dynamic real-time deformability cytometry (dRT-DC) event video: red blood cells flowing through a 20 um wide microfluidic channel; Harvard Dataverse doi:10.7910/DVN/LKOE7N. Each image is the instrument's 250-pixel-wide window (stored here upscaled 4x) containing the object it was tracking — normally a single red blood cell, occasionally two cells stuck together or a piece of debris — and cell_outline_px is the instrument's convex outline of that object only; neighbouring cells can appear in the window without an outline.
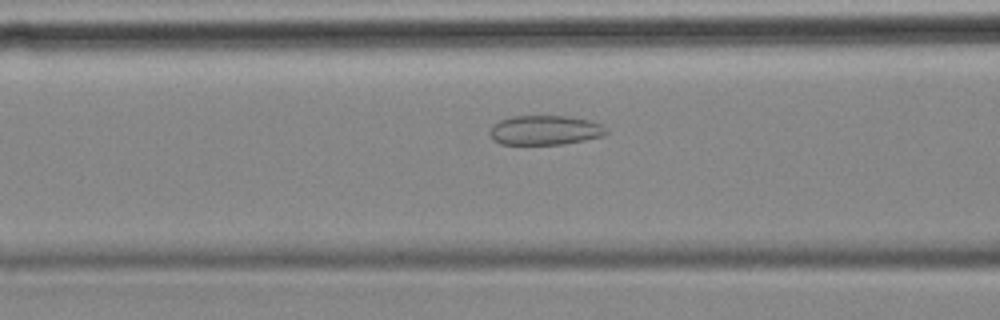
{"species": "common noctule bat (a hibernating species)", "species_latin": "Nyctalus noctula", "temperature_condition": "cold", "stored_images_in_passage": 50, "camera_frame_rate_fps": 3000, "um_per_image_px": 0.085, "animal": {"sex": "female", "body_mass_g": 18.4}, "frame": {"image": 1, "passage_image": 16, "time_ms": 5.0, "image_size_px": [1000, 320], "cell_outline_px": [[608, 132], [604, 136], [564, 144], [500, 144], [492, 140], [488, 132], [492, 124], [500, 120], [512, 116], [568, 116], [588, 120], [600, 124]], "centroid_in_image_um": [46.27, 11.07], "position_along_channel_um": 120.3, "area_um2": 20.11}}
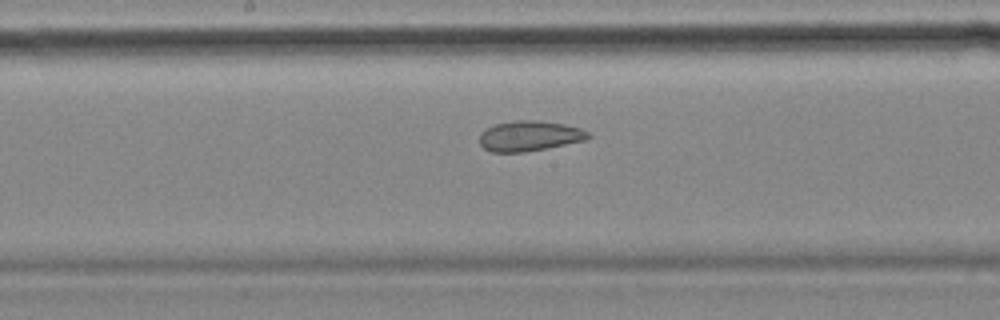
{"frame": {"image": 2, "passage_image": 23, "time_ms": 7.333, "image_size_px": [1000, 320], "cell_outline_px": [[592, 136], [588, 140], [548, 148], [524, 152], [492, 152], [484, 148], [480, 144], [480, 132], [496, 124], [516, 120], [536, 120], [564, 124], [580, 128], [588, 132]], "centroid_in_image_um": [45.04, 11.56], "position_along_channel_um": 203.2, "area_um2": 19.25}}
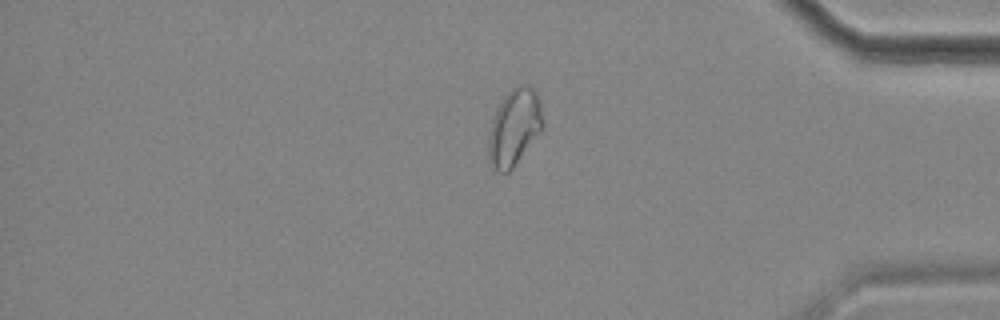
{"frame": {"image": 3, "passage_image": 41, "time_ms": 13.333, "image_size_px": [1000, 320], "cell_outline_px": [[544, 128], [512, 168], [508, 172], [500, 172], [496, 168], [488, 156], [488, 132], [496, 108], [504, 96], [512, 88], [520, 84], [528, 84], [536, 92], [540, 100], [544, 124]], "centroid_in_image_um": [43.73, 10.77], "position_along_channel_um": 391.5, "area_um2": 24.28}, "authors_computed_cell_mechanics": {"area_um2": 22.9755, "velocity_mm_per_s": 3.564, "shape_relaxation_time_tau1_ms": null, "shape_relaxation_time_tau2_ms": 2.5643, "deformation_change_tau1": null, "deformation_change_tau2": 0.0949}}